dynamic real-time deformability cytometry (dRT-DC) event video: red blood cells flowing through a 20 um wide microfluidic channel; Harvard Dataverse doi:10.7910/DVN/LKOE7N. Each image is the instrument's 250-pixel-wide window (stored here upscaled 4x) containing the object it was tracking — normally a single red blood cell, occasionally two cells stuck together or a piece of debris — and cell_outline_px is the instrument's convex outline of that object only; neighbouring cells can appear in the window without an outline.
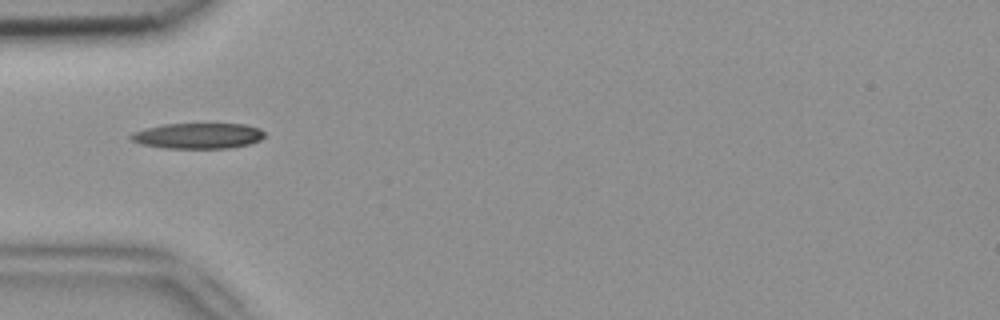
{"species": "common noctule bat (a hibernating species)", "species_latin": "Nyctalus noctula", "temperature_condition": "room temperature", "stored_images_in_passage": 30, "camera_frame_rate_fps": 3000, "um_per_image_px": 0.085, "animal": {"sex": "female", "body_mass_g": 18.4}, "frame": {"image": 1, "passage_image": 1, "time_ms": 0.0, "image_size_px": [1000, 320], "cell_outline_px": [[264, 136], [260, 140], [252, 144], [228, 148], [164, 148], [140, 144], [132, 140], [128, 136], [132, 132], [144, 128], [164, 124], [244, 124], [260, 128], [264, 132]], "centroid_in_image_um": [16.82, 11.54], "position_along_channel_um": 68.2, "area_um2": 20.11}}
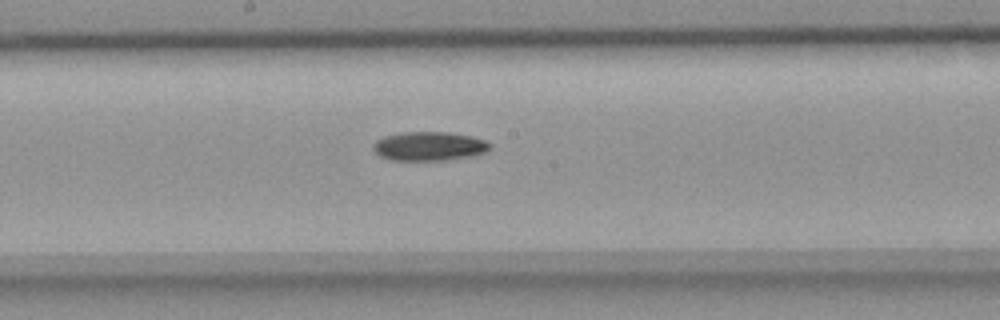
{"frame": {"image": 2, "passage_image": 12, "time_ms": 3.667, "image_size_px": [1000, 320], "cell_outline_px": [[492, 148], [488, 152], [476, 156], [448, 160], [392, 160], [380, 156], [372, 148], [372, 144], [376, 140], [384, 136], [404, 132], [448, 132], [472, 136], [488, 140], [492, 144]], "centroid_in_image_um": [36.56, 12.43], "position_along_channel_um": 211.6, "area_um2": 20.17}}
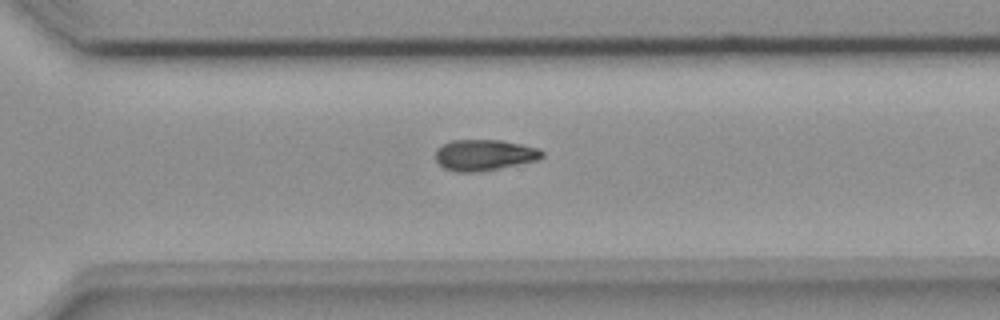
{"frame": {"image": 3, "passage_image": 21, "time_ms": 6.667, "image_size_px": [1000, 320], "cell_outline_px": [[544, 156], [540, 160], [476, 172], [456, 172], [444, 168], [436, 160], [436, 148], [452, 140], [500, 140], [540, 148], [544, 152]], "centroid_in_image_um": [41.19, 13.17], "position_along_channel_um": 329.4, "area_um2": 19.25}}